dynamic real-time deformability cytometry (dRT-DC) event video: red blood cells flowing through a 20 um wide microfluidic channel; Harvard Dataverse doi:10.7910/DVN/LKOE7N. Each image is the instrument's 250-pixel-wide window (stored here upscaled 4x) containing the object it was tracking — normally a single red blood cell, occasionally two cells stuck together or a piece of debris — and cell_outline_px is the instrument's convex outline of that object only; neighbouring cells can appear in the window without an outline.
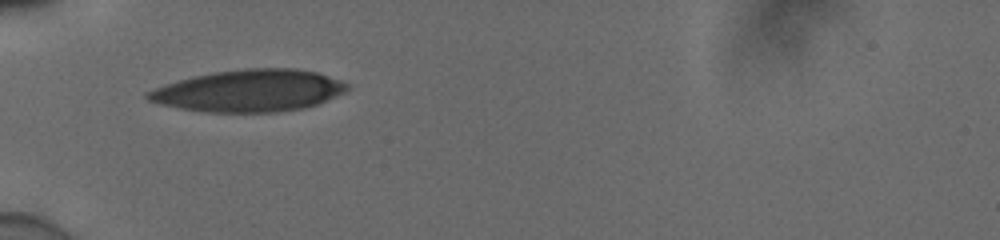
{"species": "human", "species_latin": "Homo sapiens", "temperature_condition": "cold", "stored_images_in_passage": 18, "camera_frame_rate_fps": 3000, "um_per_image_px": 0.085, "donor": {"sex": "male"}, "frame": {"image": 1, "passage_image": 1, "time_ms": 0.0, "image_size_px": [1000, 240], "cell_outline_px": [[348, 88], [344, 92], [320, 104], [304, 108], [276, 112], [208, 112], [180, 108], [160, 104], [148, 100], [144, 96], [148, 92], [156, 88], [192, 76], [212, 72], [244, 68], [296, 68], [316, 72], [340, 80], [348, 84]], "centroid_in_image_um": [21.21, 7.71], "position_along_channel_um": 63.8, "area_um2": 48.67}}
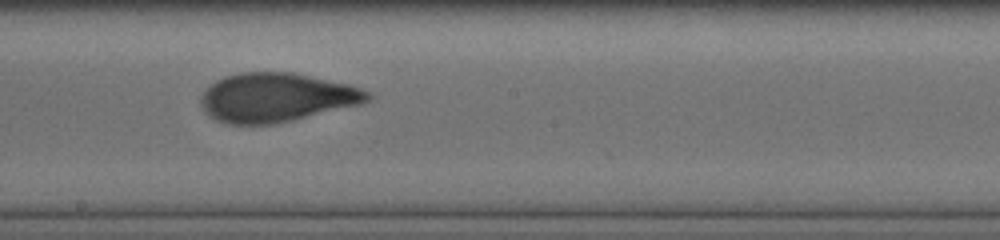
{"frame": {"image": 2, "passage_image": 9, "time_ms": 2.667, "image_size_px": [1000, 240], "cell_outline_px": [[372, 96], [368, 100], [360, 104], [276, 124], [228, 124], [216, 120], [208, 116], [204, 112], [200, 104], [200, 96], [216, 80], [224, 76], [240, 72], [292, 72], [348, 84], [372, 92]], "centroid_in_image_um": [23.47, 8.29], "position_along_channel_um": 224.7, "area_um2": 47.63}}
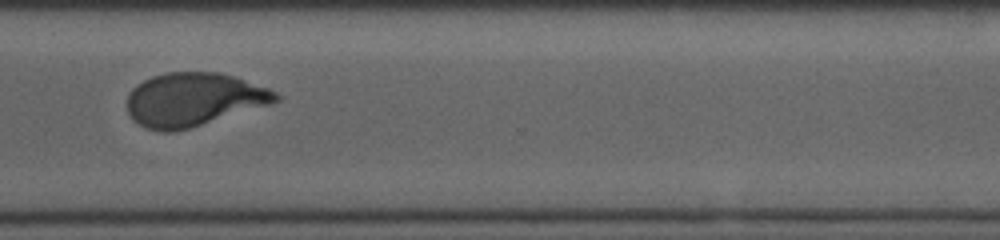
{"frame": {"image": 3, "passage_image": 15, "time_ms": 4.667, "image_size_px": [1000, 240], "cell_outline_px": [[280, 100], [268, 104], [176, 132], [160, 132], [144, 128], [132, 120], [128, 112], [128, 96], [132, 88], [136, 84], [152, 76], [168, 72], [220, 72], [268, 88], [276, 92], [280, 96]], "centroid_in_image_um": [16.39, 8.46], "position_along_channel_um": 354.2, "area_um2": 46.01}}